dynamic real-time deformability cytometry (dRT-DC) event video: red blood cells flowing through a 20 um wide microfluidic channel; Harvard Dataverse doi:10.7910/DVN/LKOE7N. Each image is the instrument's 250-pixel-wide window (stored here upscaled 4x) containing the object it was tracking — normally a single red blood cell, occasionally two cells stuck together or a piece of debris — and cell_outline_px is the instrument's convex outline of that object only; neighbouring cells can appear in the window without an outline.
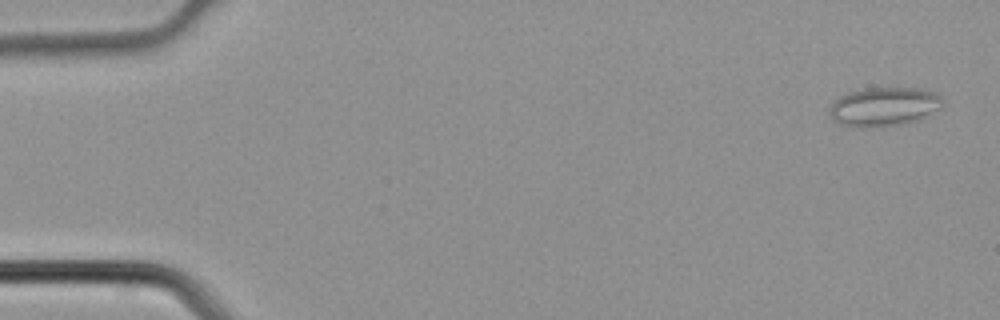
{"species": "common noctule bat (a hibernating species)", "species_latin": "Nyctalus noctula", "temperature_condition": "cold", "stored_images_in_passage": 4, "camera_frame_rate_fps": 3000, "um_per_image_px": 0.085, "animal": {"sex": "male", "body_mass_g": 21.5, "forearm_length_mm": 52.0}, "frame": {"image": 1, "passage_image": 1, "time_ms": 0.0, "image_size_px": [1000, 320], "cell_outline_px": [[944, 104], [940, 108], [920, 120], [908, 124], [872, 128], [860, 128], [840, 124], [832, 120], [828, 112], [832, 100], [848, 92], [868, 88], [916, 88], [936, 92], [944, 100]], "centroid_in_image_um": [75.13, 9.09], "position_along_channel_um": 9.9, "area_um2": 26.36}}
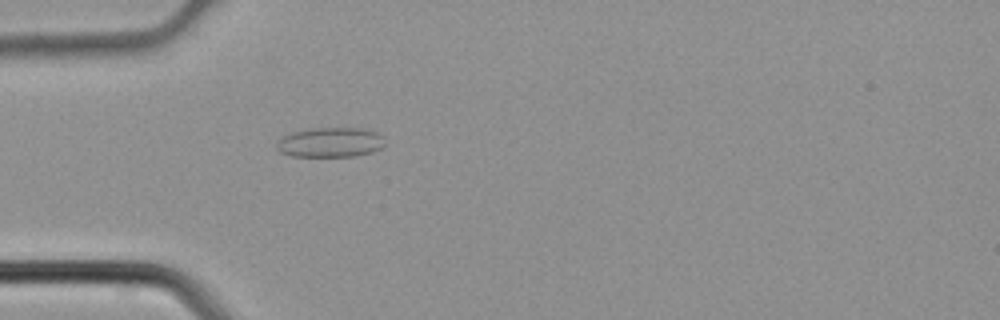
{"frame": {"image": 2, "passage_image": 4, "time_ms": 1.0, "image_size_px": [1000, 320], "cell_outline_px": [[384, 144], [380, 148], [372, 152], [352, 156], [292, 156], [280, 152], [276, 148], [276, 144], [284, 136], [292, 132], [308, 128], [360, 128], [376, 132], [384, 136]], "centroid_in_image_um": [28.08, 12.09], "position_along_channel_um": 56.9, "area_um2": 18.73}}